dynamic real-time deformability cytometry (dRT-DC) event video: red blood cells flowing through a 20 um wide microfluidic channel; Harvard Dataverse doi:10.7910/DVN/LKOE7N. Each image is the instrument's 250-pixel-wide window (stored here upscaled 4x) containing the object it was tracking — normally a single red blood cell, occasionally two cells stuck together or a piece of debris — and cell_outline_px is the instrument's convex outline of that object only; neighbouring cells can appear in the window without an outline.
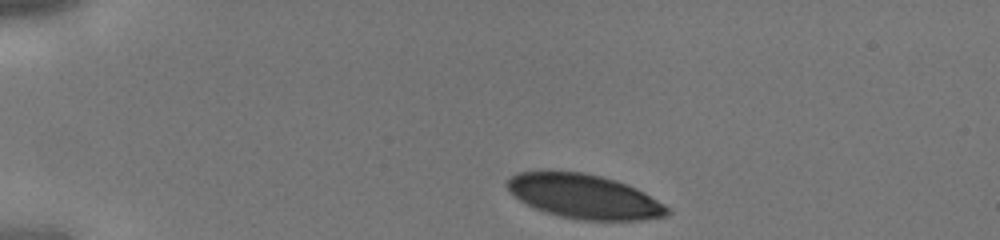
{"species": "human", "species_latin": "Homo sapiens", "temperature_condition": "cold", "stored_images_in_passage": 30, "camera_frame_rate_fps": 3000, "um_per_image_px": 0.085, "donor": {"sex": "male"}, "frame": {"image": 1, "passage_image": 1, "time_ms": 0.0, "image_size_px": [1000, 240], "cell_outline_px": [[672, 212], [668, 216], [640, 220], [584, 220], [560, 216], [536, 208], [520, 200], [508, 188], [508, 180], [512, 176], [520, 172], [580, 172], [600, 176], [616, 180], [636, 188], [644, 192], [672, 208]], "centroid_in_image_um": [49.76, 16.72], "position_along_channel_um": 35.2, "area_um2": 40.75}}
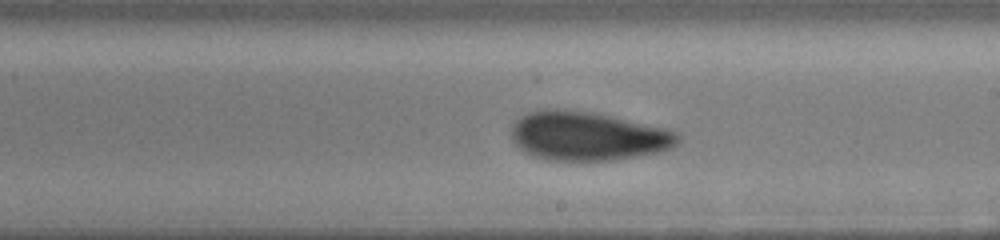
{"frame": {"image": 2, "passage_image": 18, "time_ms": 5.667, "image_size_px": [1000, 240], "cell_outline_px": [[680, 144], [672, 148], [660, 152], [640, 156], [616, 160], [544, 160], [532, 156], [520, 148], [512, 140], [512, 124], [520, 116], [536, 108], [560, 108], [596, 112], [664, 128], [676, 132], [680, 136]], "centroid_in_image_um": [49.94, 11.55], "position_along_channel_um": 239.1, "area_um2": 48.21}}
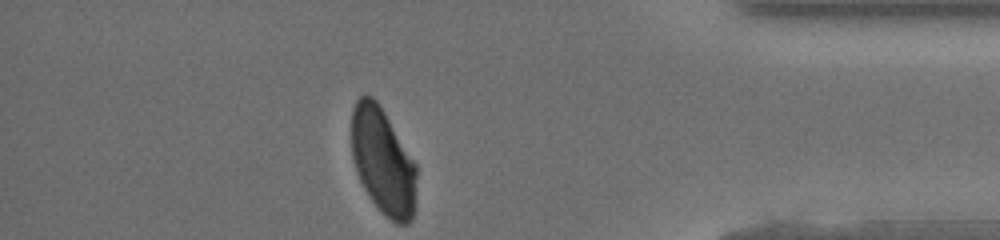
{"frame": {"image": 3, "passage_image": 30, "time_ms": 9.667, "image_size_px": [1000, 240], "cell_outline_px": [[416, 208], [412, 220], [408, 224], [396, 224], [384, 216], [380, 212], [364, 188], [356, 172], [352, 156], [352, 108], [356, 100], [360, 96], [372, 96], [376, 100], [384, 112], [416, 164]], "centroid_in_image_um": [32.56, 13.77], "position_along_channel_um": 402.6, "area_um2": 40.52}}